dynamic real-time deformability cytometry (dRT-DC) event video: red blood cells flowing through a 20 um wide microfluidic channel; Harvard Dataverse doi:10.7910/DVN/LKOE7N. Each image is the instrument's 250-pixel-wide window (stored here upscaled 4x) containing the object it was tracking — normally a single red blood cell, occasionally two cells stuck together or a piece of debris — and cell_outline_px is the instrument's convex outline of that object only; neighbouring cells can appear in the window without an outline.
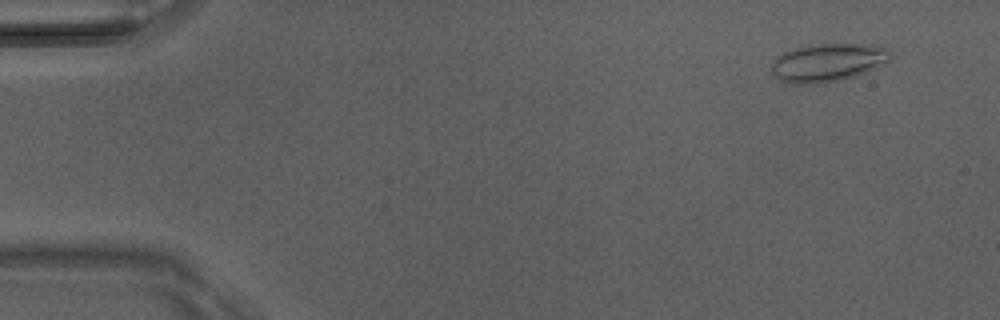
{"species": "Egyptian fruit bat (a non-hibernating species)", "species_latin": "Rousettus aegyptiacus", "temperature_condition": "room temperature", "stored_images_in_passage": 50, "camera_frame_rate_fps": 3000, "um_per_image_px": 0.085, "animal": {"sex": "male"}, "frame": {"image": 1, "passage_image": 4, "time_ms": 1.0, "image_size_px": [1000, 320], "cell_outline_px": [[892, 52], [888, 60], [876, 68], [868, 72], [856, 76], [816, 84], [796, 84], [780, 80], [772, 76], [772, 60], [784, 52], [792, 48], [812, 44], [872, 44], [888, 48]], "centroid_in_image_um": [70.35, 5.3], "position_along_channel_um": 14.6, "area_um2": 26.65}}
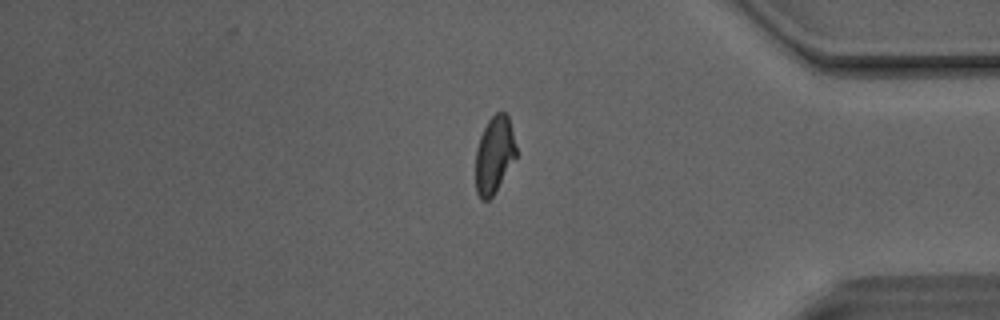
{"frame": {"image": 2, "passage_image": 42, "time_ms": 13.667, "image_size_px": [1000, 320], "cell_outline_px": [[516, 156], [496, 192], [488, 200], [480, 200], [476, 192], [476, 148], [480, 136], [488, 120], [496, 112], [504, 112], [508, 116], [516, 148]], "centroid_in_image_um": [41.99, 13.18], "position_along_channel_um": 393.2, "area_um2": 18.09}}
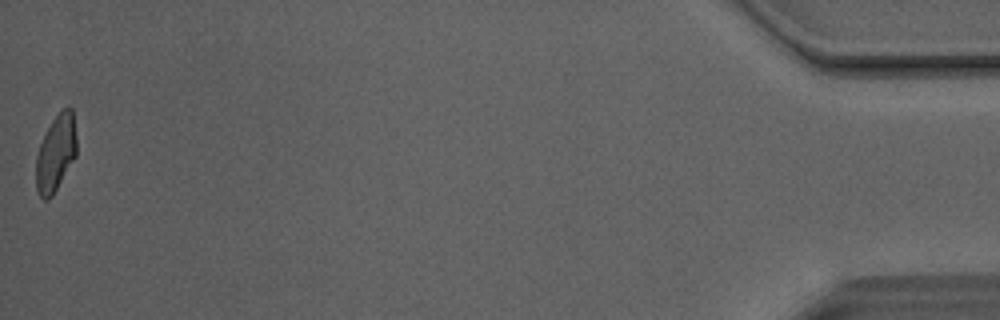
{"frame": {"image": 3, "passage_image": 50, "time_ms": 16.333, "image_size_px": [1000, 320], "cell_outline_px": [[76, 156], [52, 196], [48, 200], [44, 200], [36, 192], [36, 156], [40, 144], [52, 120], [64, 108], [72, 108], [76, 136]], "centroid_in_image_um": [4.73, 13.06], "position_along_channel_um": 430.5, "area_um2": 17.92}, "authors_computed_cell_mechanics": {"area_um2": 19.3919, "velocity_mm_per_s": 4.1375, "shape_relaxation_time_tau1_ms": 10.136, "shape_relaxation_time_tau2_ms": 1.8453, "deformation_change_tau1": 0.223, "deformation_change_tau2": 0.0668}}